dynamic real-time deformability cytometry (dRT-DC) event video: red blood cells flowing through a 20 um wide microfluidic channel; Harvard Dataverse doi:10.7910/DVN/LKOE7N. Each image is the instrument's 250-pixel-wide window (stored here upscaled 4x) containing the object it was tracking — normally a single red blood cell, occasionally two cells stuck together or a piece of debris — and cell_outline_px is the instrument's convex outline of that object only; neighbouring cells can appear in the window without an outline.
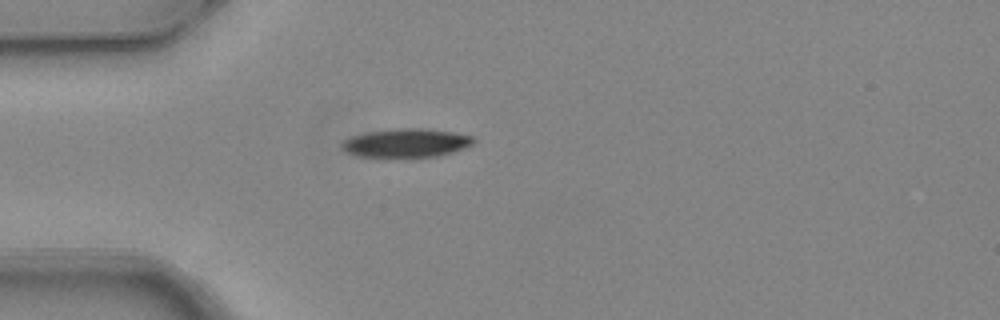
{"species": "common noctule bat (a hibernating species)", "species_latin": "Nyctalus noctula", "temperature_condition": "warm", "stored_images_in_passage": 1, "camera_frame_rate_fps": 3000, "um_per_image_px": 0.085, "animal": {"sex": "female", "body_mass_g": 24.6, "forearm_length_mm": 56.2}, "frame": {"image": 1, "passage_image": 1, "time_ms": 0.0, "image_size_px": [1000, 320], "cell_outline_px": [[476, 140], [472, 144], [464, 148], [440, 156], [356, 156], [344, 152], [340, 148], [340, 144], [344, 140], [352, 136], [364, 132], [392, 128], [424, 128], [452, 132], [472, 136]], "centroid_in_image_um": [34.48, 12.13], "position_along_channel_um": 50.5, "area_um2": 22.02}}